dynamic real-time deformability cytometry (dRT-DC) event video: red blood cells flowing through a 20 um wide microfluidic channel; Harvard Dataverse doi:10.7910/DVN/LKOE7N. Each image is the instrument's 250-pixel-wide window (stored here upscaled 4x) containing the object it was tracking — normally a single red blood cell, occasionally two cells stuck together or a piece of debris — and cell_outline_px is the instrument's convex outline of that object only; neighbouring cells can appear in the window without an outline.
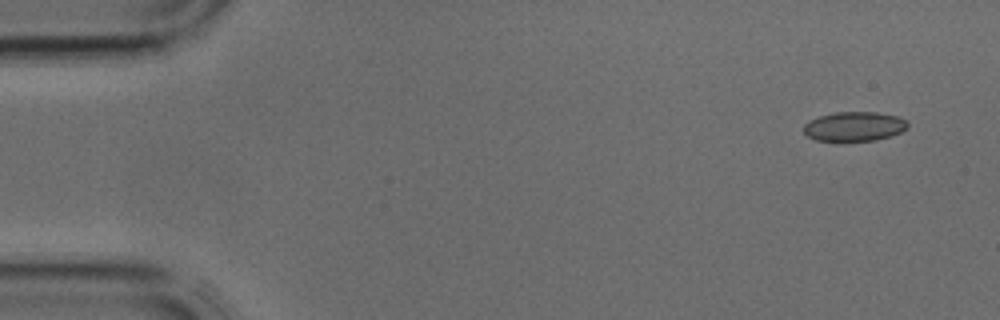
{"species": "common noctule bat (a hibernating species)", "species_latin": "Nyctalus noctula", "temperature_condition": "cold", "stored_images_in_passage": 4, "camera_frame_rate_fps": 3000, "um_per_image_px": 0.085, "animal": {"sex": "male", "body_mass_g": 17.9, "forearm_length_mm": 54.2}, "frame": {"image": 1, "passage_image": 1, "time_ms": 0.0, "image_size_px": [1000, 320], "cell_outline_px": [[908, 128], [892, 136], [876, 140], [816, 140], [808, 136], [804, 132], [804, 124], [808, 120], [820, 116], [836, 112], [876, 112], [896, 116], [904, 120], [908, 124]], "centroid_in_image_um": [72.61, 10.74], "position_along_channel_um": 12.4, "area_um2": 17.63}}